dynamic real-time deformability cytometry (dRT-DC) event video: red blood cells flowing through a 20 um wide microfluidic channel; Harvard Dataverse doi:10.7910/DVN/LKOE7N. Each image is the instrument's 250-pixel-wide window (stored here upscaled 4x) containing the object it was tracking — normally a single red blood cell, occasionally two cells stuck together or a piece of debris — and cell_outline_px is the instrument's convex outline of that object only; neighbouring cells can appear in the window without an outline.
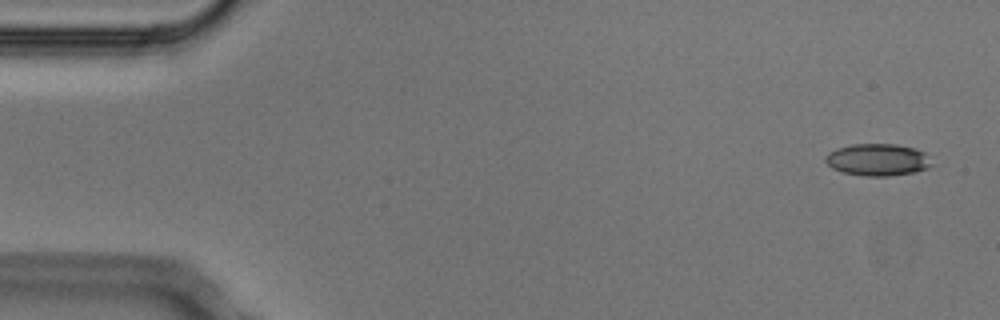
{"species": "Egyptian fruit bat (a non-hibernating species)", "species_latin": "Rousettus aegyptiacus", "temperature_condition": "cold", "stored_images_in_passage": 4, "camera_frame_rate_fps": 3000, "um_per_image_px": 0.085, "animal": {"sex": "male"}, "frame": {"image": 1, "passage_image": 1, "time_ms": 0.0, "image_size_px": [1000, 320], "cell_outline_px": [[932, 164], [928, 168], [912, 172], [888, 176], [864, 176], [844, 172], [832, 168], [824, 160], [824, 156], [828, 152], [836, 148], [852, 144], [896, 144], [916, 148], [924, 152]], "centroid_in_image_um": [74.57, 13.56], "position_along_channel_um": 10.4, "area_um2": 19.83}}
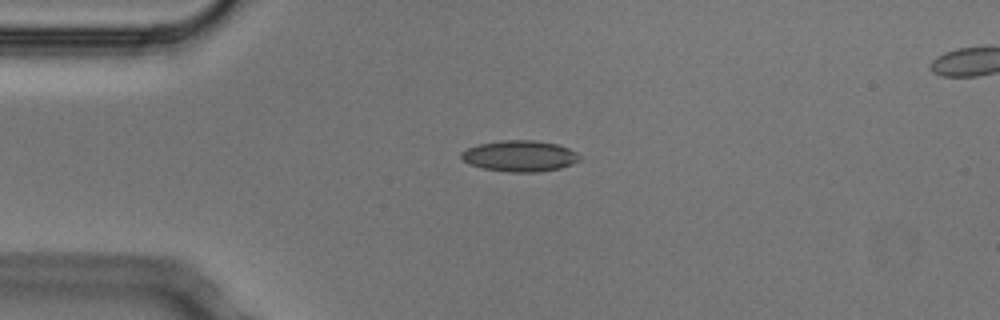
{"frame": {"image": 2, "passage_image": 3, "time_ms": 0.667, "image_size_px": [1000, 320], "cell_outline_px": [[580, 160], [572, 164], [560, 168], [536, 172], [508, 172], [484, 168], [468, 164], [460, 156], [460, 152], [468, 148], [480, 144], [500, 140], [532, 140], [556, 144], [568, 148], [576, 152], [580, 156]], "centroid_in_image_um": [44.17, 13.26], "position_along_channel_um": 40.8, "area_um2": 21.33}}